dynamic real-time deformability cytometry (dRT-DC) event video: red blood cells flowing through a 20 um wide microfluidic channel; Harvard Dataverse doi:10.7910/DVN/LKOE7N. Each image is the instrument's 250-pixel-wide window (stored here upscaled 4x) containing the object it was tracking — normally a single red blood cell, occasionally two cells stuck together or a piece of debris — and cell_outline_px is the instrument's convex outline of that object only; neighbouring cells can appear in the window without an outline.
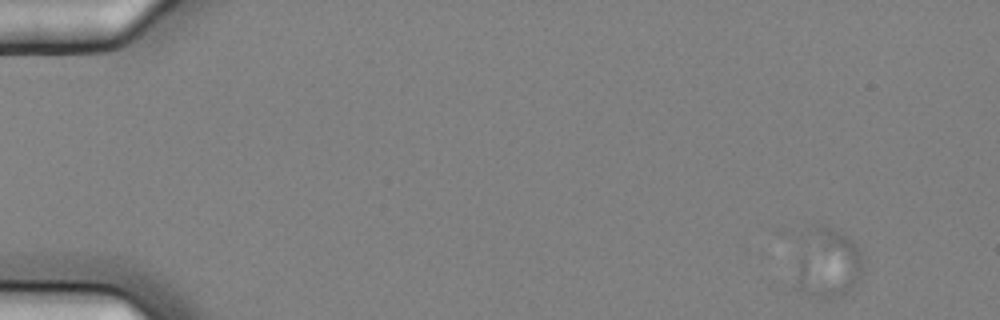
{"species": "common noctule bat (a hibernating species)", "species_latin": "Nyctalus noctula", "temperature_condition": "cold", "stored_images_in_passage": 5, "camera_frame_rate_fps": 3000, "um_per_image_px": 0.085, "animal": {"sex": "female", "body_mass_g": 25.1}, "frame": {"image": 1, "passage_image": 1, "time_ms": 0.0, "image_size_px": [1000, 320], "cell_outline_px": [[860, 276], [856, 284], [848, 292], [840, 296], [824, 300], [796, 288], [796, 284], [800, 260], [812, 224], [824, 224], [844, 232], [856, 244], [860, 252]], "centroid_in_image_um": [70.42, 22.38], "position_along_channel_um": 14.6, "area_um2": 26.65}}
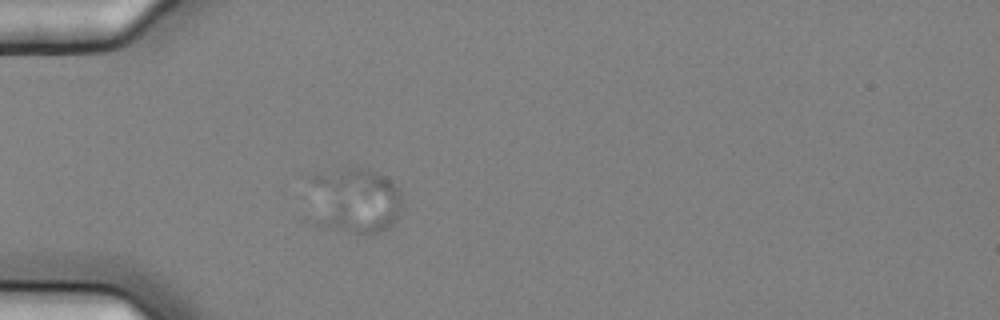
{"frame": {"image": 2, "passage_image": 4, "time_ms": 1.0, "image_size_px": [1000, 320], "cell_outline_px": [[400, 208], [396, 220], [388, 228], [380, 232], [364, 236], [340, 228], [332, 224], [328, 220], [308, 176], [344, 168], [368, 168], [384, 176], [396, 188], [400, 196]], "centroid_in_image_um": [30.38, 16.97], "position_along_channel_um": 54.6, "area_um2": 32.71}}